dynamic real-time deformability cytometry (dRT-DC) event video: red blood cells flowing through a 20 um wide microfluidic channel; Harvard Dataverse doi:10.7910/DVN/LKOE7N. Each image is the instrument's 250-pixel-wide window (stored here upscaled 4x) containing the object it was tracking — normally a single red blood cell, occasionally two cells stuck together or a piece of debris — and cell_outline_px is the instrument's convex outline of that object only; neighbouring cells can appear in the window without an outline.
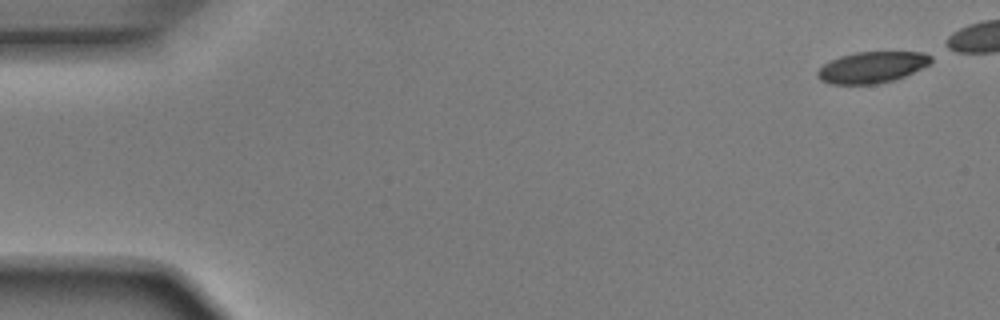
{"species": "Egyptian fruit bat (a non-hibernating species)", "species_latin": "Rousettus aegyptiacus", "temperature_condition": "room temperature", "stored_images_in_passage": 43, "camera_frame_rate_fps": 3000, "um_per_image_px": 0.085, "animal": {"sex": "male"}, "frame": {"image": 1, "passage_image": 1, "time_ms": 0.0, "image_size_px": [1000, 320], "cell_outline_px": [[932, 60], [928, 64], [904, 76], [892, 80], [876, 84], [832, 84], [820, 80], [816, 76], [816, 72], [824, 64], [840, 56], [856, 52], [924, 52], [932, 56]], "centroid_in_image_um": [74.09, 5.71], "position_along_channel_um": 10.9, "area_um2": 20.46}}
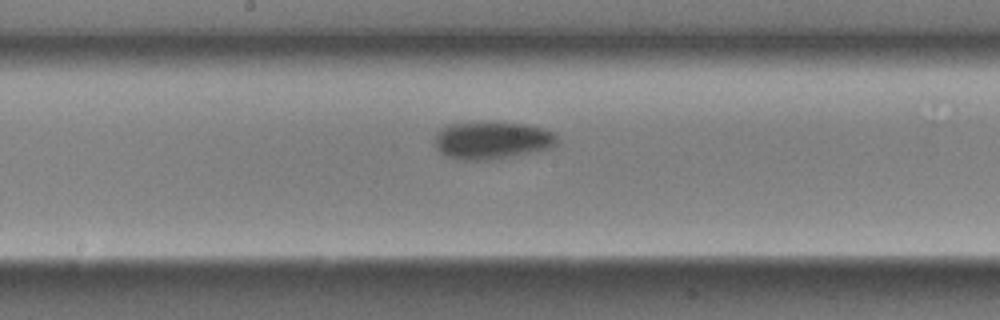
{"frame": {"image": 2, "passage_image": 26, "time_ms": 8.333, "image_size_px": [1000, 320], "cell_outline_px": [[556, 144], [552, 148], [484, 160], [464, 160], [448, 156], [440, 152], [436, 148], [436, 132], [440, 128], [448, 124], [496, 120], [528, 124], [544, 128], [552, 132], [556, 136]], "centroid_in_image_um": [41.81, 11.87], "position_along_channel_um": 206.4, "area_um2": 26.99}}
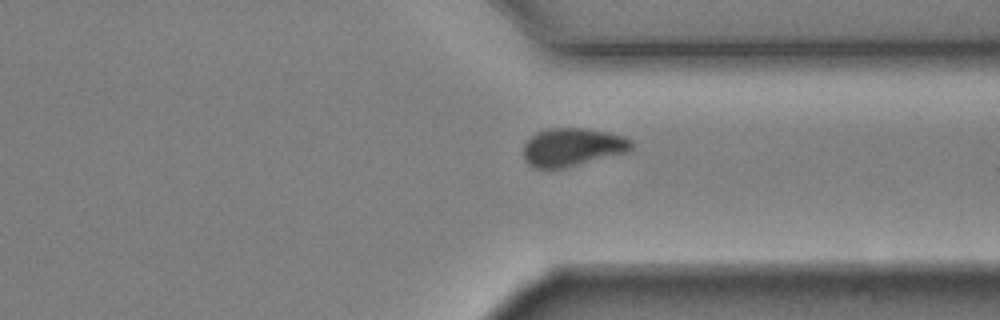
{"frame": {"image": 3, "passage_image": 38, "time_ms": 12.333, "image_size_px": [1000, 320], "cell_outline_px": [[632, 148], [628, 152], [564, 168], [536, 168], [528, 164], [524, 160], [524, 144], [536, 132], [548, 128], [588, 128], [608, 132], [624, 136], [632, 140]], "centroid_in_image_um": [48.66, 12.5], "position_along_channel_um": 362.7, "area_um2": 24.1}}